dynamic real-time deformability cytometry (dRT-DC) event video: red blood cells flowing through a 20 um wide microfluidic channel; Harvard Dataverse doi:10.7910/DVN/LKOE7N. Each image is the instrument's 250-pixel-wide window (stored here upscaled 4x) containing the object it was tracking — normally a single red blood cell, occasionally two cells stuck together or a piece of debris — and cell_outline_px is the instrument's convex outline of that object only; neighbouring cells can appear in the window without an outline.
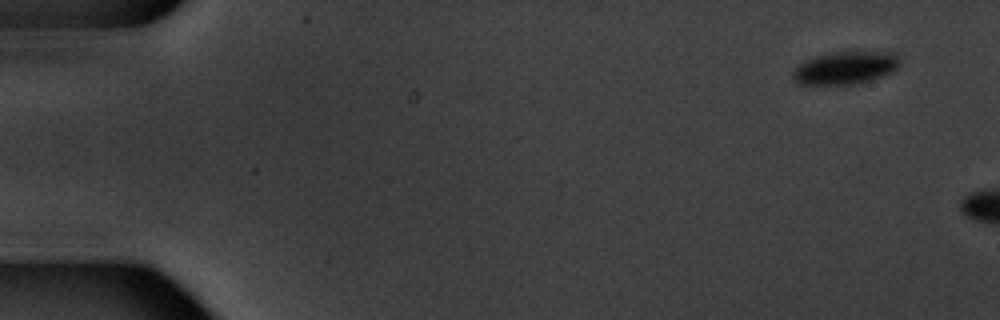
{"species": "common noctule bat (a hibernating species)", "species_latin": "Nyctalus noctula", "temperature_condition": "warm", "stored_images_in_passage": 3, "camera_frame_rate_fps": 3000, "um_per_image_px": 0.085, "animal": {"sex": "male", "body_mass_g": 20.1, "forearm_length_mm": 53.5}, "frame": {"image": 1, "passage_image": 1, "time_ms": 0.0, "image_size_px": [1000, 320], "cell_outline_px": [[896, 68], [892, 72], [856, 84], [800, 84], [792, 80], [792, 76], [796, 68], [804, 60], [816, 56], [836, 52], [892, 52], [896, 56]], "centroid_in_image_um": [71.78, 5.77], "position_along_channel_um": 13.2, "area_um2": 19.83}}